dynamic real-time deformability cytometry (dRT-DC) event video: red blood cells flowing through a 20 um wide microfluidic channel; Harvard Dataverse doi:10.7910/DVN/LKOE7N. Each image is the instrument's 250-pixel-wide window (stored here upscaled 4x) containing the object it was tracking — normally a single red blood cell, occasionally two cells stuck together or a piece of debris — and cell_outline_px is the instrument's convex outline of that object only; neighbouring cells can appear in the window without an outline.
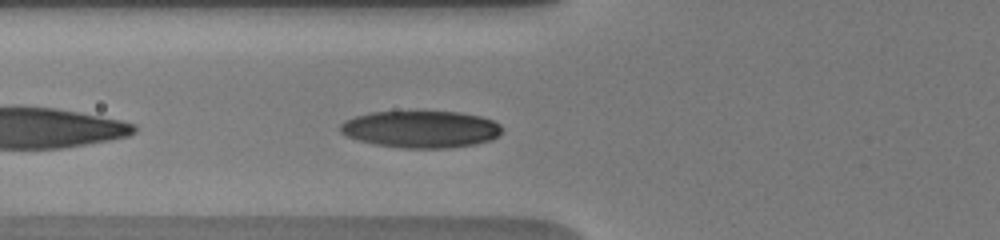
{"species": "human", "species_latin": "Homo sapiens", "temperature_condition": "warm", "stored_images_in_passage": 26, "camera_frame_rate_fps": 3000, "um_per_image_px": 0.085, "donor": {"sex": "male"}, "frame": {"image": 1, "passage_image": 9, "time_ms": 3.667, "image_size_px": [1000, 240], "cell_outline_px": [[504, 128], [500, 136], [492, 140], [476, 144], [448, 148], [404, 148], [376, 144], [360, 140], [348, 136], [340, 132], [340, 124], [344, 120], [356, 116], [372, 112], [460, 112], [480, 116], [492, 120], [500, 124]], "centroid_in_image_um": [35.83, 10.99], "position_along_channel_um": 90.0, "area_um2": 34.91}}
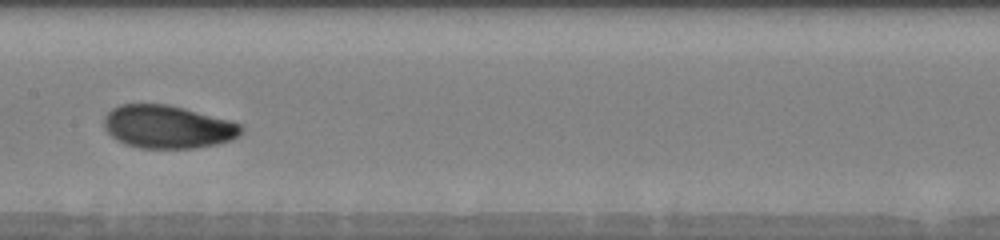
{"frame": {"image": 2, "passage_image": 15, "time_ms": 6.333, "image_size_px": [1000, 240], "cell_outline_px": [[244, 128], [240, 136], [232, 140], [216, 144], [196, 148], [140, 148], [124, 144], [116, 140], [104, 128], [104, 116], [112, 108], [120, 104], [168, 104], [232, 120], [240, 124]], "centroid_in_image_um": [14.27, 10.78], "position_along_channel_um": 193.1, "area_um2": 34.74}}
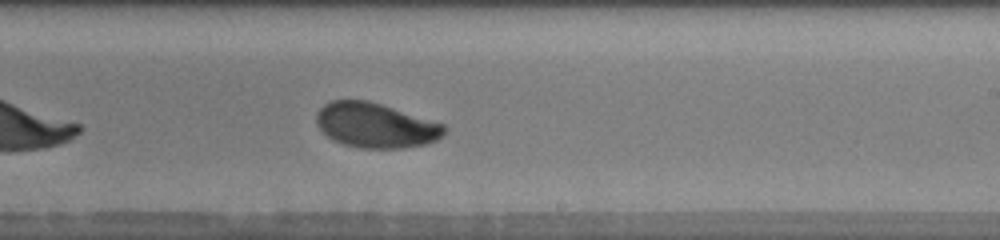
{"frame": {"image": 3, "passage_image": 19, "time_ms": 8.0, "image_size_px": [1000, 240], "cell_outline_px": [[448, 128], [436, 140], [424, 144], [404, 148], [360, 148], [344, 144], [332, 140], [320, 132], [316, 124], [316, 116], [320, 108], [324, 104], [332, 100], [368, 100], [444, 124]], "centroid_in_image_um": [31.88, 10.66], "position_along_channel_um": 257.1, "area_um2": 33.41}, "authors_computed_cell_mechanics": {"area_um2": 34.7089, "velocity_mm_per_s": 3.8501, "shape_relaxation_time_tau1_ms": 2.5554, "shape_relaxation_time_tau2_ms": 1.5319, "deformation_change_tau1": 0.1387, "deformation_change_tau2": 0.0563}}